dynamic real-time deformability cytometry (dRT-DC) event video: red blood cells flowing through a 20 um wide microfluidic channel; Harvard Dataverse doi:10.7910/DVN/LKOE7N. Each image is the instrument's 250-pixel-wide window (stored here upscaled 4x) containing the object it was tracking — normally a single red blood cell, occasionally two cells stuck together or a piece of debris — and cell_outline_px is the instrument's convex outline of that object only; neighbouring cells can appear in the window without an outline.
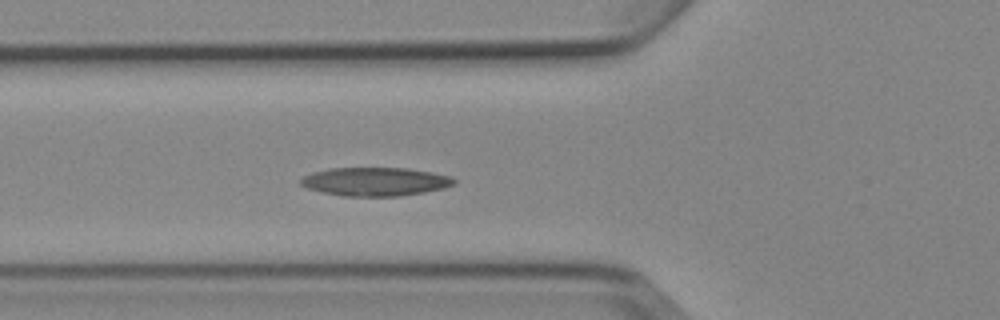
{"species": "Egyptian fruit bat (a non-hibernating species)", "species_latin": "Rousettus aegyptiacus", "temperature_condition": "cold", "stored_images_in_passage": 7, "segment_of_instrument_passage": [1, 2], "camera_frame_rate_fps": 3000, "um_per_image_px": 0.085, "animal": {"sex": "female"}, "frame": {"image": 1, "passage_image": 6, "time_ms": 6.0, "image_size_px": [1000, 320], "cell_outline_px": [[456, 184], [444, 188], [424, 192], [400, 196], [344, 196], [324, 192], [308, 188], [300, 184], [300, 180], [304, 176], [312, 172], [328, 168], [408, 168], [432, 172], [452, 176], [456, 180]], "centroid_in_image_um": [31.93, 15.43], "position_along_channel_um": 93.9, "area_um2": 25.55}}